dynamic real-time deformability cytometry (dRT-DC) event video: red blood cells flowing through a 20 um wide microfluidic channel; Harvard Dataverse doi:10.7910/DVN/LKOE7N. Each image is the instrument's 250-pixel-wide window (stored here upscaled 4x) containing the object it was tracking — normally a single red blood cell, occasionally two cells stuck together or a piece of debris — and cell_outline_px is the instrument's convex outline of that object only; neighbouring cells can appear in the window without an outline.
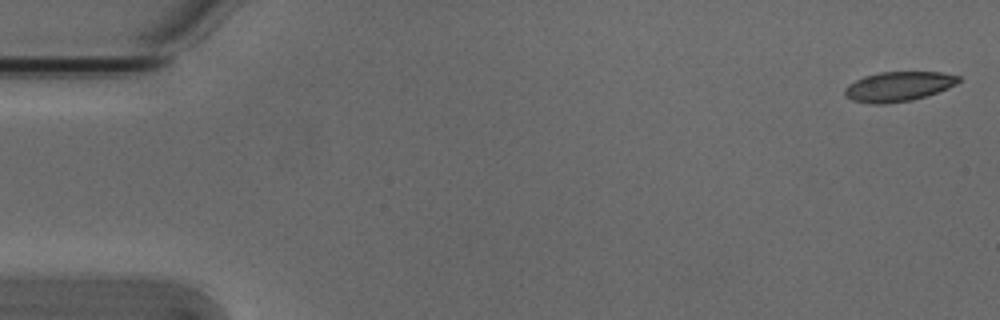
{"species": "Egyptian fruit bat (a non-hibernating species)", "species_latin": "Rousettus aegyptiacus", "temperature_condition": "cold", "stored_images_in_passage": 6, "camera_frame_rate_fps": 3000, "um_per_image_px": 0.085, "animal": {"sex": "male"}, "frame": {"image": 1, "passage_image": 1, "time_ms": 0.0, "image_size_px": [1000, 320], "cell_outline_px": [[960, 80], [956, 84], [948, 88], [912, 100], [884, 104], [872, 104], [852, 100], [844, 92], [844, 88], [848, 84], [864, 76], [880, 72], [940, 72], [960, 76]], "centroid_in_image_um": [76.35, 7.35], "position_along_channel_um": 8.6, "area_um2": 19.54}}
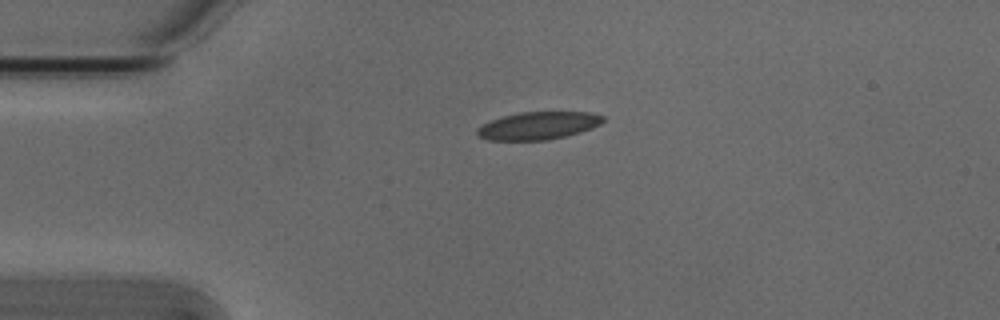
{"frame": {"image": 2, "passage_image": 4, "time_ms": 1.0, "image_size_px": [1000, 320], "cell_outline_px": [[604, 120], [600, 124], [592, 128], [580, 132], [548, 140], [488, 140], [480, 136], [476, 132], [476, 128], [492, 120], [504, 116], [520, 112], [588, 112], [604, 116]], "centroid_in_image_um": [45.76, 10.68], "position_along_channel_um": 39.2, "area_um2": 20.11}}
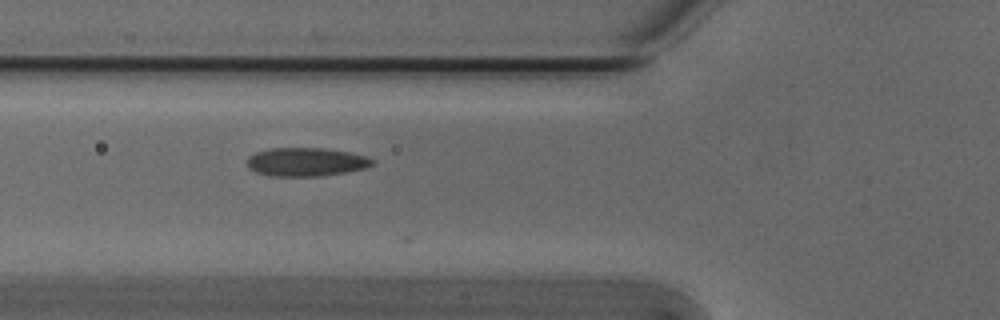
{"frame": {"image": 3, "passage_image": 6, "time_ms": 1.667, "image_size_px": [1000, 320], "cell_outline_px": [[372, 164], [368, 168], [320, 176], [272, 176], [256, 172], [248, 168], [248, 156], [256, 152], [272, 148], [324, 148], [348, 152], [368, 156], [372, 160]], "centroid_in_image_um": [26.01, 13.76], "position_along_channel_um": 99.8, "area_um2": 20.75}}